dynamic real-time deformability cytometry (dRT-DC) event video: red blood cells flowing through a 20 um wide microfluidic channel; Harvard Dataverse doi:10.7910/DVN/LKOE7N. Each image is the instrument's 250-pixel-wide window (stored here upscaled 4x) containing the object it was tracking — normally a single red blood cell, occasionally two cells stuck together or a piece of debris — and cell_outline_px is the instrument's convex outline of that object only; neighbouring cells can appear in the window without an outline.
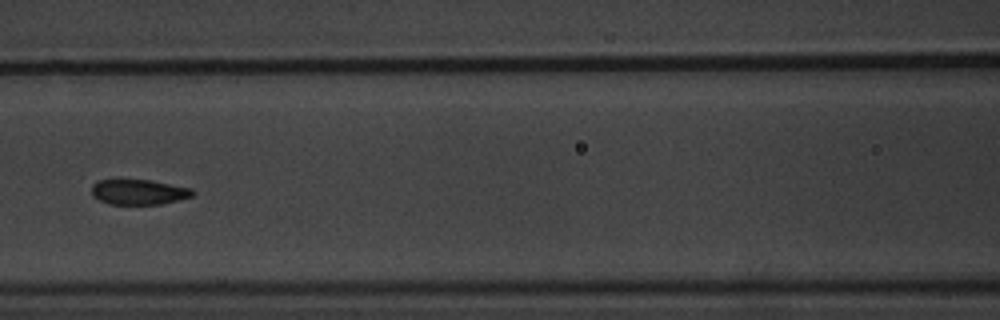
{"species": "common noctule bat (a hibernating species)", "species_latin": "Nyctalus noctula", "temperature_condition": "warm", "stored_images_in_passage": 8, "camera_frame_rate_fps": 3000, "um_per_image_px": 0.085, "animal": {"sex": "male", "body_mass_g": 20.1, "forearm_length_mm": 53.5}, "frame": {"image": 1, "passage_image": 7, "time_ms": 7.0, "image_size_px": [1000, 320], "cell_outline_px": [[196, 192], [192, 196], [180, 200], [160, 204], [108, 204], [92, 196], [92, 184], [100, 180], [152, 180], [192, 188]], "centroid_in_image_um": [11.83, 16.32], "position_along_channel_um": 154.8, "area_um2": 14.91}}
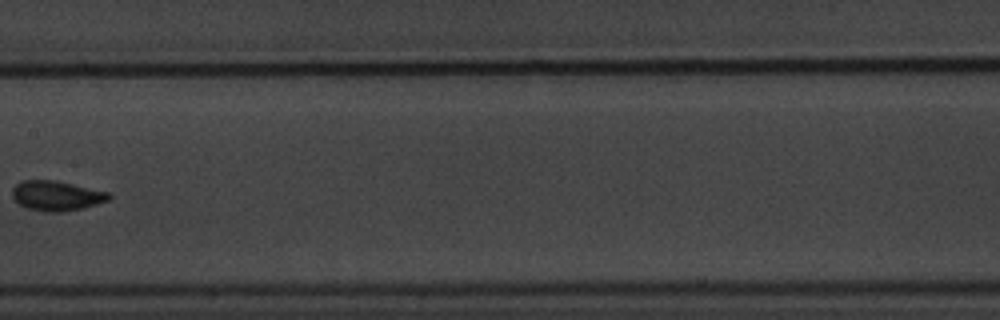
{"frame": {"image": 2, "passage_image": 8, "time_ms": 8.333, "image_size_px": [1000, 320], "cell_outline_px": [[112, 196], [108, 200], [96, 204], [80, 208], [60, 212], [44, 212], [28, 208], [20, 204], [12, 196], [12, 188], [20, 180], [52, 180], [72, 184], [108, 192]], "centroid_in_image_um": [4.77, 16.63], "position_along_channel_um": 202.6, "area_um2": 16.59}}